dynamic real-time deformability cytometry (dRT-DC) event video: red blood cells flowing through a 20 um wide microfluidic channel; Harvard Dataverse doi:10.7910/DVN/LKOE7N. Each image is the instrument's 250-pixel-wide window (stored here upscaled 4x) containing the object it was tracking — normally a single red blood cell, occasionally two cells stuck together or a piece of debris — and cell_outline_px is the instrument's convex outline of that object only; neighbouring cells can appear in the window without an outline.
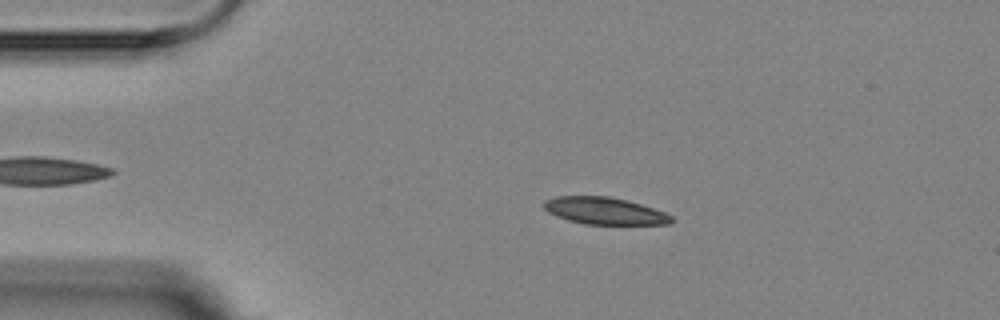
{"species": "Egyptian fruit bat (a non-hibernating species)", "species_latin": "Rousettus aegyptiacus", "temperature_condition": "room temperature", "stored_images_in_passage": 7, "camera_frame_rate_fps": 3000, "um_per_image_px": 0.085, "animal": {"sex": "female"}, "frame": {"image": 1, "passage_image": 2, "time_ms": 1.0, "image_size_px": [1000, 320], "cell_outline_px": [[672, 224], [584, 224], [568, 220], [556, 216], [548, 212], [544, 208], [544, 200], [556, 196], [608, 196], [640, 204], [664, 212], [672, 216]], "centroid_in_image_um": [51.35, 17.92], "position_along_channel_um": 33.6, "area_um2": 19.94}}
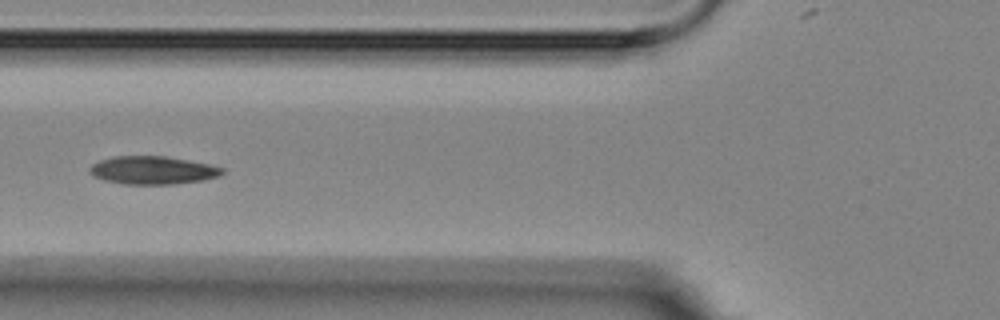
{"frame": {"image": 2, "passage_image": 5, "time_ms": 4.333, "image_size_px": [1000, 320], "cell_outline_px": [[224, 172], [220, 176], [204, 180], [172, 184], [124, 184], [104, 180], [96, 176], [88, 168], [92, 164], [100, 160], [112, 156], [164, 156], [188, 160], [208, 164], [224, 168]], "centroid_in_image_um": [13.0, 14.47], "position_along_channel_um": 112.8, "area_um2": 21.56}}
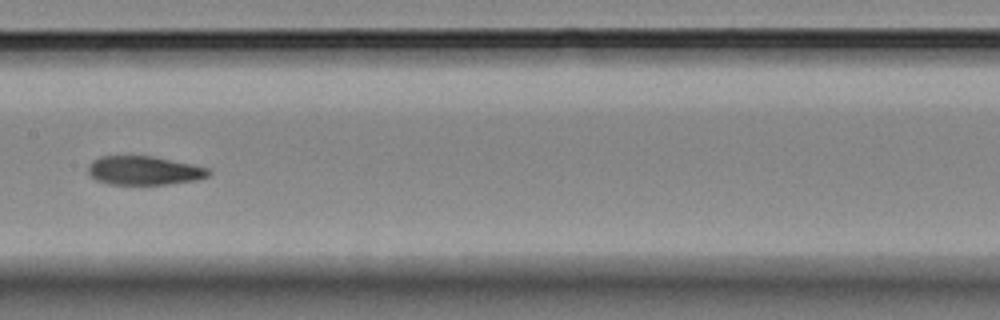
{"frame": {"image": 3, "passage_image": 7, "time_ms": 6.667, "image_size_px": [1000, 320], "cell_outline_px": [[212, 172], [208, 176], [200, 180], [168, 184], [108, 184], [96, 180], [88, 172], [88, 164], [92, 160], [100, 156], [152, 156], [192, 164], [208, 168]], "centroid_in_image_um": [12.26, 14.49], "position_along_channel_um": 195.1, "area_um2": 20.35}}